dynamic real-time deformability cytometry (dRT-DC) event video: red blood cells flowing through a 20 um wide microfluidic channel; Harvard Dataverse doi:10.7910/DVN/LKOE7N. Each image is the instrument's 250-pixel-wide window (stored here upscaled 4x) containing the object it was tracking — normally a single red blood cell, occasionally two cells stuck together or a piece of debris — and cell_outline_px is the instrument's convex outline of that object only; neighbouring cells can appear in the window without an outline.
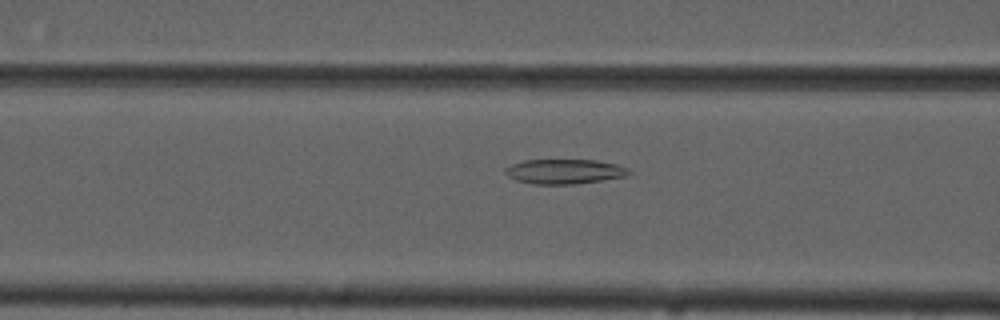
{"species": "common noctule bat (a hibernating species)", "species_latin": "Nyctalus noctula", "temperature_condition": "cold", "stored_images_in_passage": 55, "camera_frame_rate_fps": 3000, "um_per_image_px": 0.085, "animal": {"sex": "male", "forearm_length_mm": 52.5}, "frame": {"image": 1, "passage_image": 22, "time_ms": 7.0, "image_size_px": [1000, 320], "cell_outline_px": [[632, 172], [624, 176], [576, 184], [532, 184], [516, 180], [508, 176], [504, 172], [504, 168], [512, 164], [524, 160], [596, 160], [616, 164], [628, 168]], "centroid_in_image_um": [47.94, 14.57], "position_along_channel_um": 118.7, "area_um2": 17.74}}
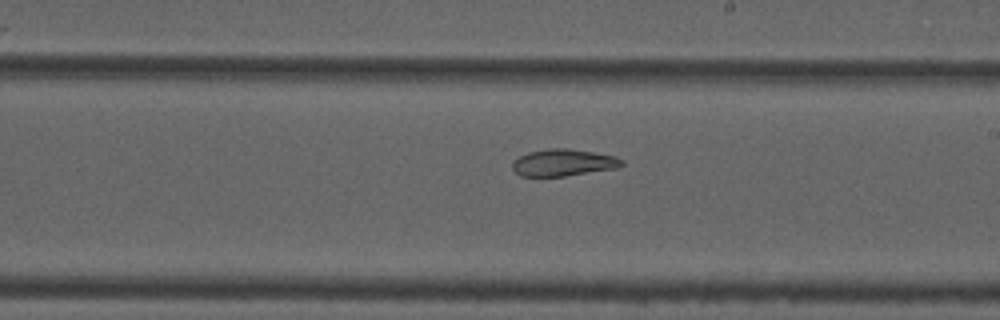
{"frame": {"image": 2, "passage_image": 32, "time_ms": 10.333, "image_size_px": [1000, 320], "cell_outline_px": [[624, 164], [616, 168], [564, 176], [520, 176], [512, 168], [512, 160], [528, 152], [548, 148], [568, 148], [616, 156], [624, 160]], "centroid_in_image_um": [47.87, 13.81], "position_along_channel_um": 241.1, "area_um2": 17.17}}
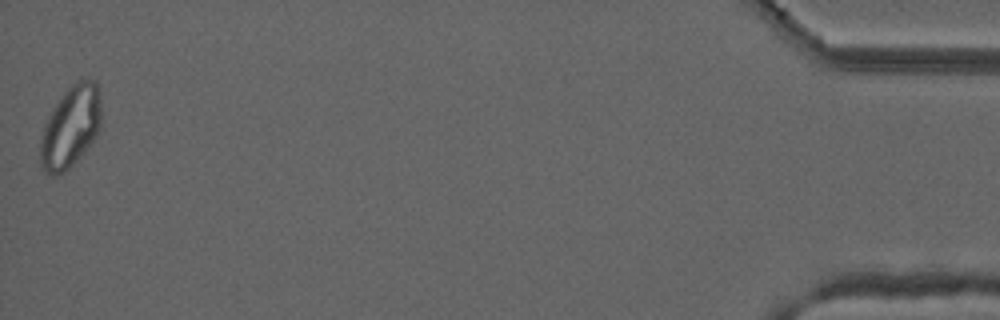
{"frame": {"image": 3, "passage_image": 55, "time_ms": 18.0, "image_size_px": [1000, 320], "cell_outline_px": [[100, 124], [96, 136], [92, 144], [64, 172], [52, 176], [44, 168], [40, 160], [40, 140], [44, 124], [48, 116], [64, 92], [76, 80], [96, 80], [100, 92]], "centroid_in_image_um": [6.01, 10.76], "position_along_channel_um": 429.2, "area_um2": 28.73}, "authors_computed_cell_mechanics": {"area_um2": 23.0044, "velocity_mm_per_s": 3.6778, "shape_relaxation_time_tau1_ms": null, "shape_relaxation_time_tau2_ms": 6.8833, "deformation_change_tau1": null, "deformation_change_tau2": 0.1328}}